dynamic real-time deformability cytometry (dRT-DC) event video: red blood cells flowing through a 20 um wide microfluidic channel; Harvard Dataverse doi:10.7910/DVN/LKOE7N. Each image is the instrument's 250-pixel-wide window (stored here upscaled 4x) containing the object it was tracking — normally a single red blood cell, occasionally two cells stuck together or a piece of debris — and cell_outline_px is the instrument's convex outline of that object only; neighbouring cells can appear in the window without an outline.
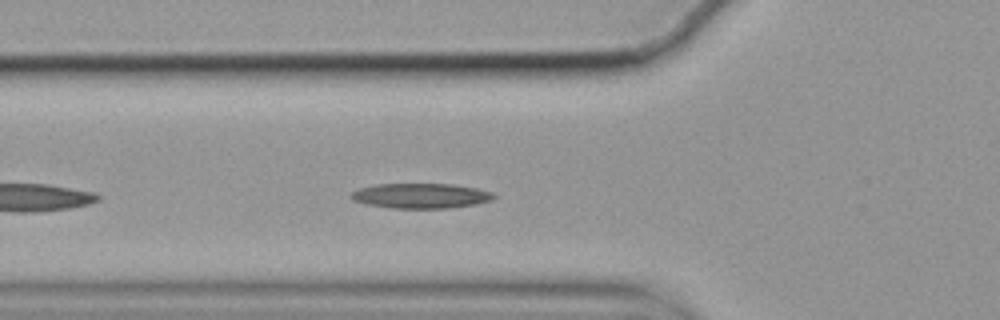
{"species": "common noctule bat (a hibernating species)", "species_latin": "Nyctalus noctula", "temperature_condition": "cold", "stored_images_in_passage": 36, "camera_frame_rate_fps": 3000, "um_per_image_px": 0.085, "animal": {"sex": "female", "body_mass_g": 19.9}, "frame": {"image": 1, "passage_image": 6, "time_ms": 1.667, "image_size_px": [1000, 320], "cell_outline_px": [[496, 196], [492, 200], [476, 204], [448, 208], [392, 208], [368, 204], [352, 200], [348, 196], [352, 192], [360, 188], [376, 184], [452, 184], [476, 188], [492, 192]], "centroid_in_image_um": [35.77, 16.64], "position_along_channel_um": 90.0, "area_um2": 20.75}}
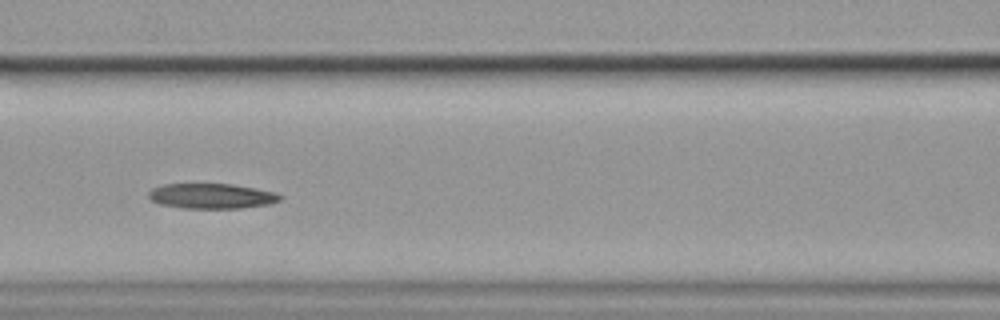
{"frame": {"image": 2, "passage_image": 11, "time_ms": 3.333, "image_size_px": [1000, 320], "cell_outline_px": [[284, 196], [280, 200], [268, 204], [240, 208], [184, 208], [160, 204], [152, 200], [148, 196], [148, 192], [152, 188], [164, 184], [232, 184], [256, 188], [276, 192]], "centroid_in_image_um": [18.0, 16.66], "position_along_channel_um": 148.6, "area_um2": 19.25}, "authors_computed_cell_mechanics": {"area_um2": 19.6231, "velocity_mm_per_s": 3.5016, "shape_relaxation_time_tau1_ms": null, "shape_relaxation_time_tau2_ms": 10.0859, "deformation_change_tau1": null, "deformation_change_tau2": 0.2061}}